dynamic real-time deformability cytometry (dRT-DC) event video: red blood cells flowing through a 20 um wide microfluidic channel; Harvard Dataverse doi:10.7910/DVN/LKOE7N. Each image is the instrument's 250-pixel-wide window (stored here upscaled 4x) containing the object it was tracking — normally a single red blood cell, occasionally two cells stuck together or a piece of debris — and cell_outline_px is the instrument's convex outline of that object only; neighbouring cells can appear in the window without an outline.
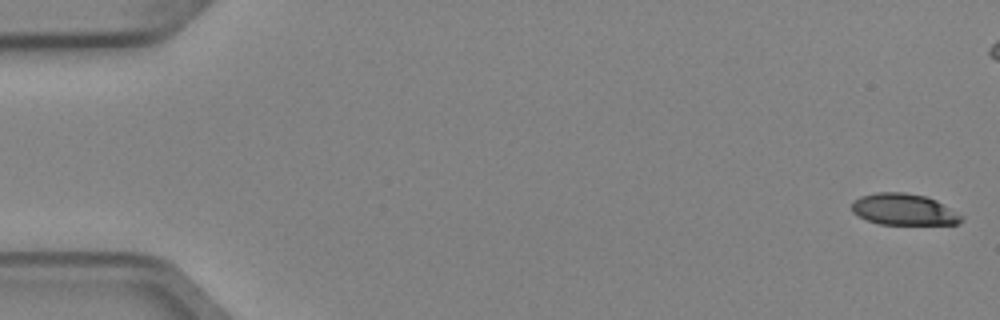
{"species": "Egyptian fruit bat (a non-hibernating species)", "species_latin": "Rousettus aegyptiacus", "temperature_condition": "cold", "stored_images_in_passage": 5, "camera_frame_rate_fps": 3000, "um_per_image_px": 0.085, "animal": {"sex": "female"}, "frame": {"image": 1, "passage_image": 1, "time_ms": 0.0, "image_size_px": [1000, 320], "cell_outline_px": [[964, 220], [960, 224], [880, 224], [868, 220], [852, 212], [852, 200], [860, 196], [876, 192], [904, 192], [924, 196], [936, 200], [964, 216]], "centroid_in_image_um": [76.84, 17.8], "position_along_channel_um": 8.2, "area_um2": 20.11}}